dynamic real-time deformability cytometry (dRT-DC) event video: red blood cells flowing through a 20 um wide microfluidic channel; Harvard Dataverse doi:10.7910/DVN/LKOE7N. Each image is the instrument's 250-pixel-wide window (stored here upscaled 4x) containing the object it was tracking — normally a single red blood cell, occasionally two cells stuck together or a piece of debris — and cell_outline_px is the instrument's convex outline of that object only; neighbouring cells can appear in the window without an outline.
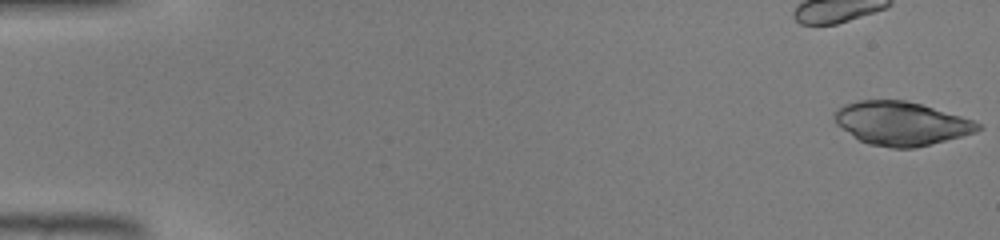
{"species": "common noctule bat (a hibernating species)", "species_latin": "Nyctalus noctula", "temperature_condition": "warm", "stored_images_in_passage": 23, "camera_frame_rate_fps": 3000, "um_per_image_px": 0.085, "animal": {"sex": "male", "body_mass_g": 19.0, "forearm_length_mm": 50.8}, "frame": {"image": 1, "passage_image": 1, "time_ms": 0.0, "image_size_px": [1000, 240], "cell_outline_px": [[984, 128], [976, 132], [916, 148], [892, 148], [868, 144], [860, 140], [836, 124], [832, 116], [832, 112], [836, 108], [844, 104], [860, 100], [904, 100], [920, 104], [960, 116], [972, 120], [980, 124]], "centroid_in_image_um": [76.57, 10.49], "position_along_channel_um": 8.4, "area_um2": 36.36}}